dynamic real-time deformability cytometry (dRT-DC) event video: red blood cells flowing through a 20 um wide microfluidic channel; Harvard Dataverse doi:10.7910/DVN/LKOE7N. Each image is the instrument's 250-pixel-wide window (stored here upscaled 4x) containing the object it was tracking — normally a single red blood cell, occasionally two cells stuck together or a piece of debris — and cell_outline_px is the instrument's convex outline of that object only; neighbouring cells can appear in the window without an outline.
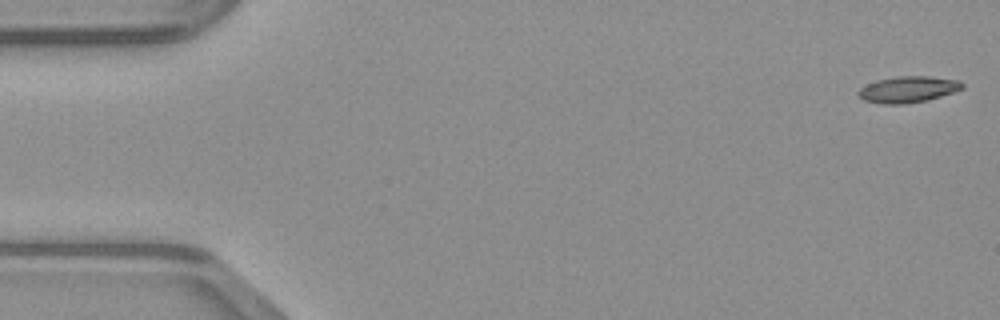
{"species": "common noctule bat (a hibernating species)", "species_latin": "Nyctalus noctula", "temperature_condition": "warm", "stored_images_in_passage": 48, "camera_frame_rate_fps": 3000, "um_per_image_px": 0.085, "animal": {"sex": "male", "body_mass_g": 23.1, "forearm_length_mm": 52.7}, "frame": {"image": 1, "passage_image": 1, "time_ms": 0.0, "image_size_px": [1000, 320], "cell_outline_px": [[964, 88], [928, 100], [904, 104], [880, 104], [864, 100], [856, 92], [860, 88], [876, 80], [896, 76], [928, 76], [960, 80], [964, 84]], "centroid_in_image_um": [77.18, 7.59], "position_along_channel_um": 7.8, "area_um2": 15.95}}
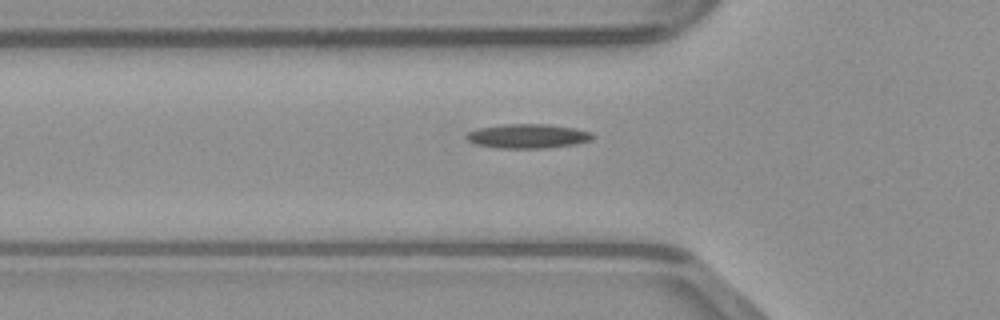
{"frame": {"image": 2, "passage_image": 16, "time_ms": 5.0, "image_size_px": [1000, 320], "cell_outline_px": [[596, 136], [592, 140], [576, 144], [544, 148], [496, 148], [476, 144], [468, 140], [464, 136], [468, 132], [476, 128], [504, 124], [548, 124], [576, 128], [592, 132]], "centroid_in_image_um": [44.89, 11.56], "position_along_channel_um": 80.9, "area_um2": 18.09}}
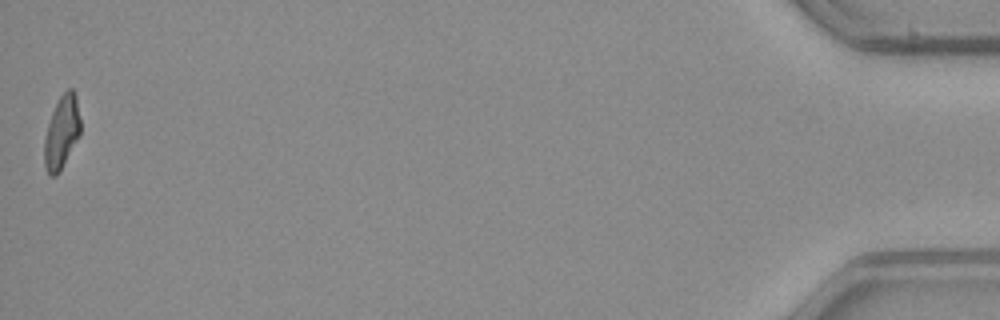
{"frame": {"image": 3, "passage_image": 48, "time_ms": 15.667, "image_size_px": [1000, 320], "cell_outline_px": [[80, 136], [60, 172], [56, 176], [48, 176], [44, 164], [44, 140], [48, 124], [52, 112], [60, 96], [68, 88], [72, 88], [76, 92], [80, 120]], "centroid_in_image_um": [5.25, 11.26], "position_along_channel_um": 429.9, "area_um2": 15.61}}